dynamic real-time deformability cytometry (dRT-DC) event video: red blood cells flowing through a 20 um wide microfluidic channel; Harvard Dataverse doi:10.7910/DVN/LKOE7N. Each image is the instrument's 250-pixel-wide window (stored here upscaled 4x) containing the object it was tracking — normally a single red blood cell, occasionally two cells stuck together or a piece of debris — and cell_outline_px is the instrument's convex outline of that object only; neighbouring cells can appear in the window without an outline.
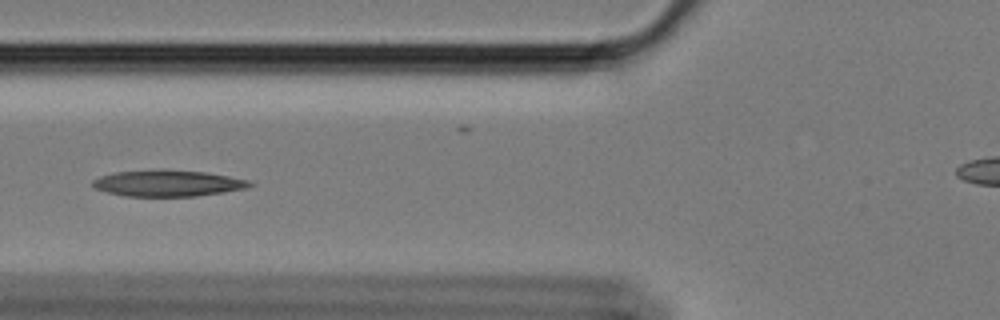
{"species": "Egyptian fruit bat (a non-hibernating species)", "species_latin": "Rousettus aegyptiacus", "temperature_condition": "cold", "stored_images_in_passage": 38, "camera_frame_rate_fps": 3000, "um_per_image_px": 0.085, "animal": {"sex": "female"}, "frame": {"image": 1, "passage_image": 6, "time_ms": 1.667, "image_size_px": [1000, 320], "cell_outline_px": [[256, 184], [248, 188], [224, 192], [196, 196], [124, 196], [108, 192], [96, 188], [92, 184], [92, 180], [100, 176], [116, 172], [204, 172], [252, 180]], "centroid_in_image_um": [14.35, 15.62], "position_along_channel_um": 111.4, "area_um2": 23.12}}
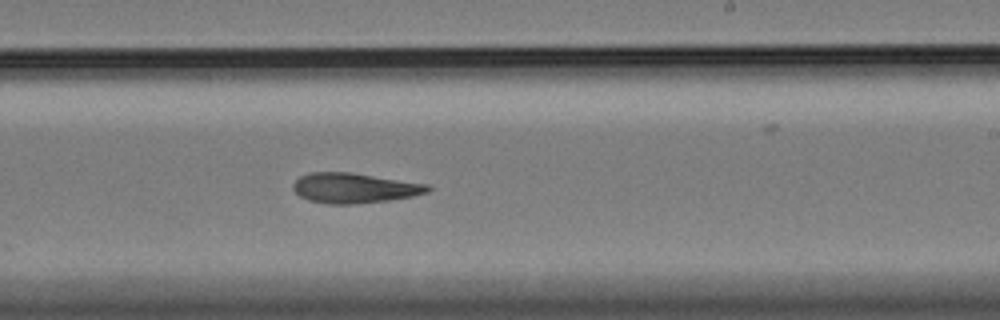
{"frame": {"image": 2, "passage_image": 19, "time_ms": 6.0, "image_size_px": [1000, 320], "cell_outline_px": [[432, 188], [428, 192], [412, 196], [388, 200], [356, 204], [328, 204], [308, 200], [300, 196], [292, 188], [292, 184], [300, 176], [308, 172], [352, 172], [428, 184]], "centroid_in_image_um": [30.1, 15.97], "position_along_channel_um": 258.9, "area_um2": 23.7}}
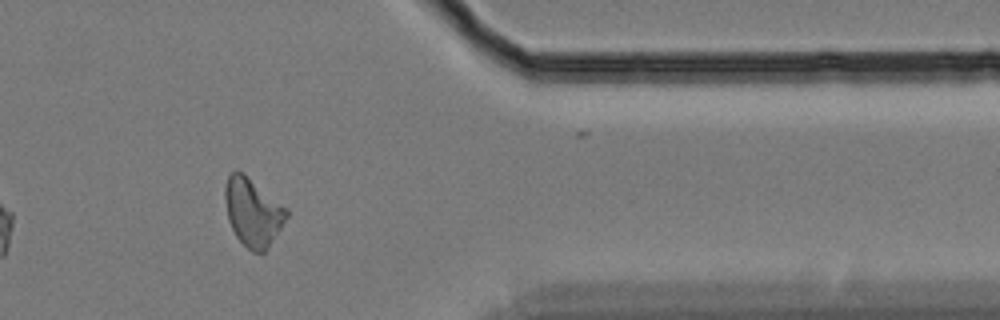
{"frame": {"image": 3, "passage_image": 32, "time_ms": 10.333, "image_size_px": [1000, 320], "cell_outline_px": [[288, 216], [268, 248], [264, 252], [252, 252], [236, 236], [228, 220], [224, 200], [224, 188], [228, 176], [232, 172], [244, 172], [288, 208]], "centroid_in_image_um": [21.49, 18.01], "position_along_channel_um": 389.9, "area_um2": 24.45}, "authors_computed_cell_mechanics": {"area_um2": 23.5824, "velocity_mm_per_s": 3.3978, "shape_relaxation_time_tau1_ms": null, "shape_relaxation_time_tau2_ms": 8.6252, "deformation_change_tau1": null, "deformation_change_tau2": 0.1965}}